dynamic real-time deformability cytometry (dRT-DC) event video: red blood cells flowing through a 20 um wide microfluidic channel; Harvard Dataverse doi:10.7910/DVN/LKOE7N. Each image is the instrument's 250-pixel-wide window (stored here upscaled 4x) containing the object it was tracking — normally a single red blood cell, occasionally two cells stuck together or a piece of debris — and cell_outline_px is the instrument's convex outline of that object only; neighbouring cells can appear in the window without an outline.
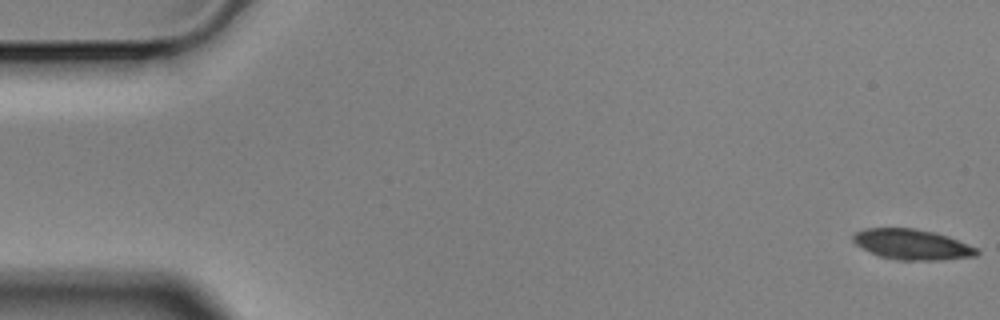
{"species": "Egyptian fruit bat (a non-hibernating species)", "species_latin": "Rousettus aegyptiacus", "temperature_condition": "cold", "stored_images_in_passage": 15, "camera_frame_rate_fps": 3000, "um_per_image_px": 0.085, "animal": {"sex": "male"}, "frame": {"image": 1, "passage_image": 1, "time_ms": 0.0, "image_size_px": [1000, 320], "cell_outline_px": [[980, 252], [976, 256], [940, 260], [900, 260], [880, 256], [860, 248], [852, 240], [852, 236], [856, 232], [864, 228], [916, 228], [936, 232], [948, 236], [980, 248]], "centroid_in_image_um": [77.56, 20.77], "position_along_channel_um": 7.4, "area_um2": 22.2}}
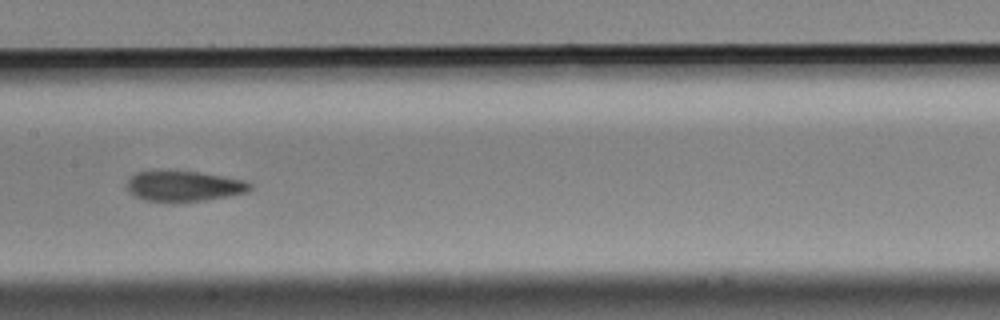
{"frame": {"image": 2, "passage_image": 8, "time_ms": 2.333, "image_size_px": [1000, 320], "cell_outline_px": [[252, 188], [248, 192], [228, 196], [204, 200], [144, 200], [128, 192], [128, 180], [136, 172], [156, 168], [168, 168], [200, 172], [248, 180], [252, 184]], "centroid_in_image_um": [15.64, 15.74], "position_along_channel_um": 191.8, "area_um2": 22.31}}
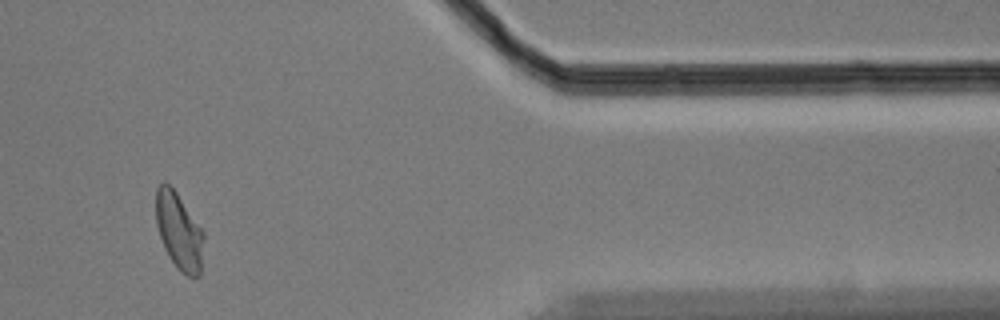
{"frame": {"image": 3, "passage_image": 13, "time_ms": 4.0, "image_size_px": [1000, 320], "cell_outline_px": [[204, 236], [200, 276], [188, 276], [180, 272], [176, 268], [168, 256], [164, 248], [156, 224], [156, 188], [164, 180], [176, 192], [204, 232]], "centroid_in_image_um": [15.21, 19.67], "position_along_channel_um": 396.2, "area_um2": 21.39}}